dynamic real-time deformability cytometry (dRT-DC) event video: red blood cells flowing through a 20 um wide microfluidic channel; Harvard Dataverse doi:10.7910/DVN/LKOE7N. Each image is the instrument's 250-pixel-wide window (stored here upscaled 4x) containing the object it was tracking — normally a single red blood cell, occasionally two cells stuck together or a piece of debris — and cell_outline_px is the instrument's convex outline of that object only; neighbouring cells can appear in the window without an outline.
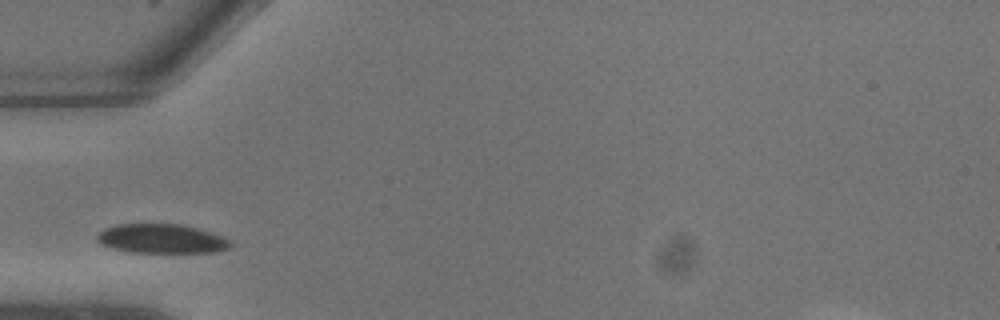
{"species": "common noctule bat (a hibernating species)", "species_latin": "Nyctalus noctula", "temperature_condition": "warm", "stored_images_in_passage": 2, "camera_frame_rate_fps": 3000, "um_per_image_px": 0.085, "animal": {"sex": "male", "body_mass_g": 13.3}, "frame": {"image": 1, "passage_image": 1, "time_ms": 0.0, "image_size_px": [1000, 320], "cell_outline_px": [[232, 244], [228, 248], [212, 252], [128, 252], [112, 248], [100, 244], [96, 240], [96, 236], [104, 228], [116, 224], [180, 224], [196, 228], [220, 236], [228, 240]], "centroid_in_image_um": [13.64, 20.29], "position_along_channel_um": 71.4, "area_um2": 22.48}}